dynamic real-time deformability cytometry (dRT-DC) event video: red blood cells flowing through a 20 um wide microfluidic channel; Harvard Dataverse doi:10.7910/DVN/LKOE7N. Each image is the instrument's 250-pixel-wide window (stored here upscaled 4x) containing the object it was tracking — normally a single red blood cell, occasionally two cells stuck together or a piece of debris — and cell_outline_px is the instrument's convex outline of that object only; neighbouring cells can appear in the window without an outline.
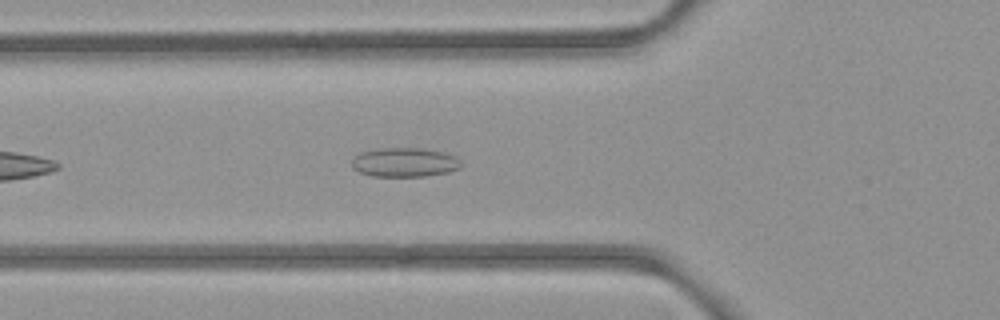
{"species": "common noctule bat (a hibernating species)", "species_latin": "Nyctalus noctula", "temperature_condition": "room temperature", "stored_images_in_passage": 25, "camera_frame_rate_fps": 3000, "um_per_image_px": 0.085, "animal": {"sex": "female", "body_mass_g": 21.9}, "frame": {"image": 1, "passage_image": 6, "time_ms": 1.667, "image_size_px": [1000, 320], "cell_outline_px": [[464, 164], [460, 168], [448, 172], [428, 176], [372, 176], [360, 172], [352, 168], [352, 156], [360, 152], [380, 148], [420, 148], [444, 152], [456, 156]], "centroid_in_image_um": [34.4, 13.79], "position_along_channel_um": 91.4, "area_um2": 18.84}}
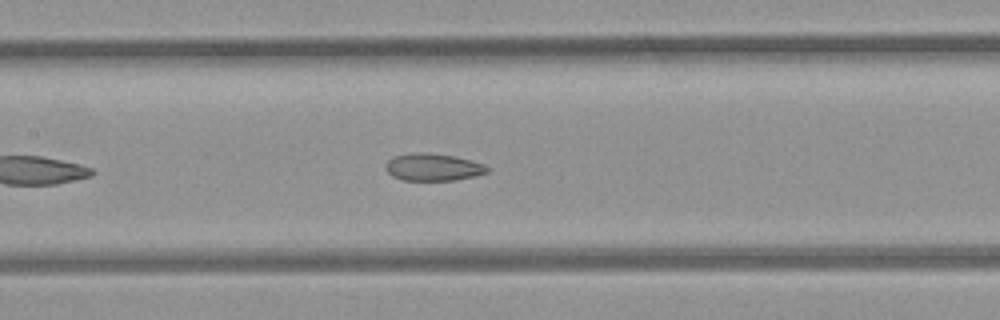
{"frame": {"image": 2, "passage_image": 12, "time_ms": 3.667, "image_size_px": [1000, 320], "cell_outline_px": [[488, 172], [476, 176], [456, 180], [400, 180], [392, 176], [384, 168], [384, 164], [392, 156], [416, 152], [420, 152], [452, 156], [472, 160], [484, 164], [488, 168]], "centroid_in_image_um": [36.77, 14.21], "position_along_channel_um": 170.6, "area_um2": 16.24}}
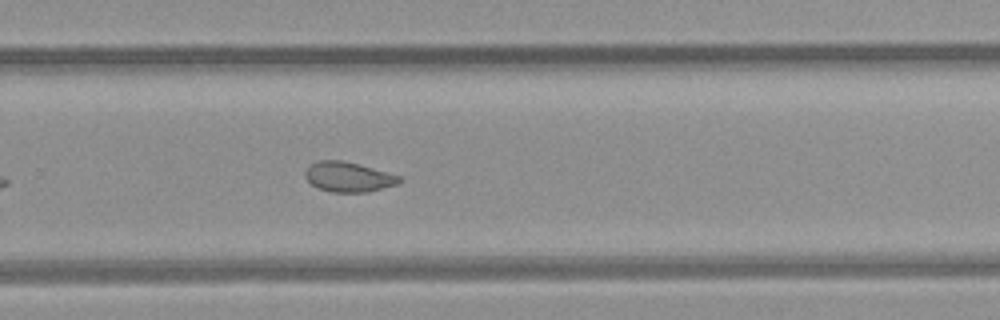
{"frame": {"image": 3, "passage_image": 22, "time_ms": 7.0, "image_size_px": [1000, 320], "cell_outline_px": [[404, 180], [396, 184], [368, 192], [332, 192], [316, 188], [304, 176], [304, 172], [312, 164], [320, 160], [340, 160], [356, 164], [400, 176]], "centroid_in_image_um": [29.59, 15.05], "position_along_channel_um": 300.2, "area_um2": 16.13}}